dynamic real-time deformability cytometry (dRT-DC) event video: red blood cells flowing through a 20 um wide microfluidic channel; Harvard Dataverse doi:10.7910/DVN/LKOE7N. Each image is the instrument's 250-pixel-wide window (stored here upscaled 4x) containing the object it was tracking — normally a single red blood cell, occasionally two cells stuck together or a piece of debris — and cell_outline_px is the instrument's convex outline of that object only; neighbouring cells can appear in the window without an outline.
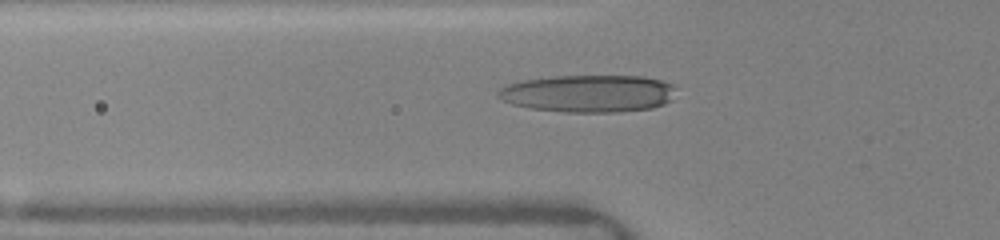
{"species": "human", "species_latin": "Homo sapiens", "temperature_condition": "warm", "stored_images_in_passage": 38, "camera_frame_rate_fps": 3000, "um_per_image_px": 0.085, "donor": {"sex": "female"}, "frame": {"image": 1, "passage_image": 11, "time_ms": 5.667, "image_size_px": [1000, 240], "cell_outline_px": [[676, 88], [672, 100], [664, 104], [652, 108], [616, 112], [564, 112], [528, 108], [512, 104], [496, 96], [496, 92], [500, 88], [508, 84], [524, 80], [552, 76], [644, 76], [660, 80], [672, 84]], "centroid_in_image_um": [50.02, 7.95], "position_along_channel_um": 75.8, "area_um2": 38.96}}
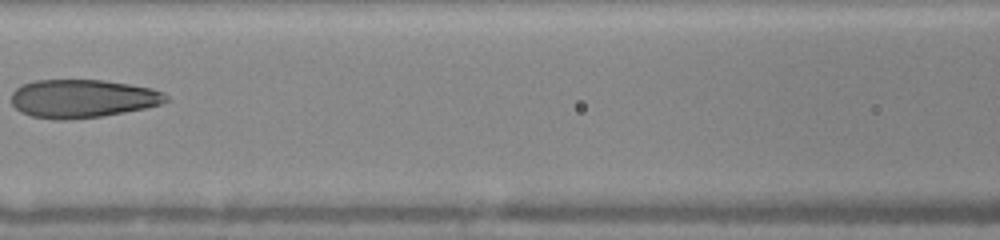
{"frame": {"image": 2, "passage_image": 16, "time_ms": 7.667, "image_size_px": [1000, 240], "cell_outline_px": [[172, 100], [160, 104], [144, 108], [124, 112], [100, 116], [68, 120], [56, 120], [32, 116], [20, 112], [12, 104], [12, 92], [16, 88], [24, 84], [36, 80], [104, 80], [152, 88], [164, 92]], "centroid_in_image_um": [7.03, 8.38], "position_along_channel_um": 159.6, "area_um2": 34.56}}
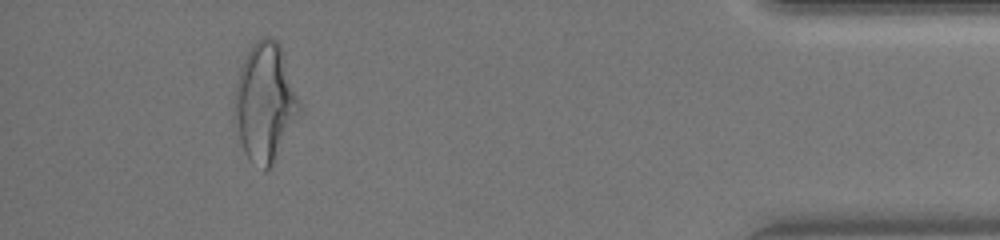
{"frame": {"image": 3, "passage_image": 35, "time_ms": 15.0, "image_size_px": [1000, 240], "cell_outline_px": [[300, 108], [272, 168], [264, 172], [248, 160], [244, 152], [232, 120], [232, 112], [236, 84], [240, 68], [252, 44], [256, 40], [264, 36], [268, 36], [276, 40], [280, 44], [300, 104]], "centroid_in_image_um": [22.46, 8.75], "position_along_channel_um": 412.7, "area_um2": 44.8}}